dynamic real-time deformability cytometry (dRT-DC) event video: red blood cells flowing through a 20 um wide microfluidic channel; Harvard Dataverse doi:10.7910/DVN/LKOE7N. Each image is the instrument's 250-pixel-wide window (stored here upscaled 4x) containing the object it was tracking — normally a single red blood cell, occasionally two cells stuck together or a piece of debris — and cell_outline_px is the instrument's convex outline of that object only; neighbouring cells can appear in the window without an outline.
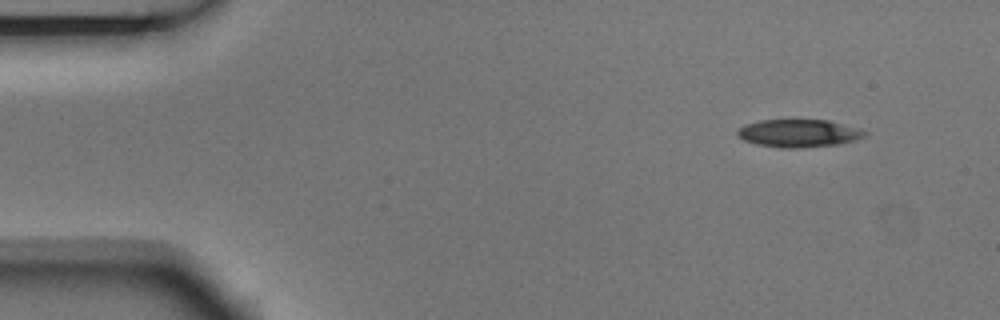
{"species": "Egyptian fruit bat (a non-hibernating species)", "species_latin": "Rousettus aegyptiacus", "temperature_condition": "room temperature", "stored_images_in_passage": 5, "camera_frame_rate_fps": 3000, "um_per_image_px": 0.085, "animal": {"sex": "male"}, "frame": {"image": 1, "passage_image": 1, "time_ms": 0.0, "image_size_px": [1000, 320], "cell_outline_px": [[868, 132], [864, 136], [856, 140], [840, 144], [796, 148], [780, 148], [756, 144], [744, 140], [736, 136], [736, 132], [744, 124], [760, 120], [828, 120], [860, 128]], "centroid_in_image_um": [67.89, 11.33], "position_along_channel_um": 17.1, "area_um2": 20.75}}
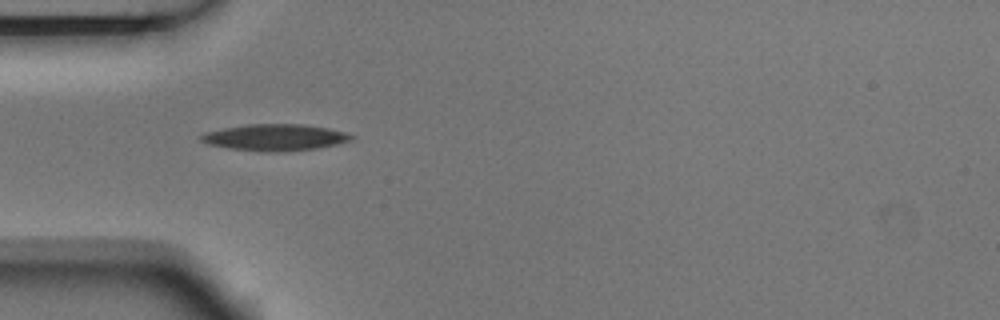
{"frame": {"image": 2, "passage_image": 4, "time_ms": 1.0, "image_size_px": [1000, 320], "cell_outline_px": [[356, 136], [352, 140], [336, 144], [316, 148], [284, 152], [260, 152], [228, 148], [208, 144], [200, 140], [200, 136], [204, 132], [224, 128], [248, 124], [304, 124], [328, 128], [344, 132]], "centroid_in_image_um": [23.37, 11.68], "position_along_channel_um": 61.6, "area_um2": 23.35}}
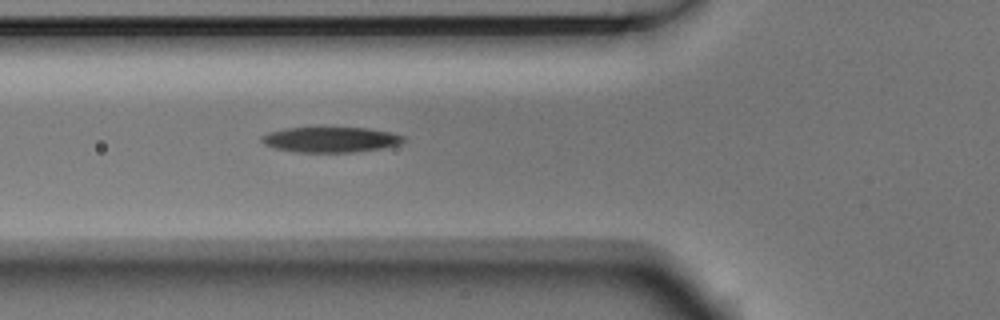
{"frame": {"image": 3, "passage_image": 5, "time_ms": 1.333, "image_size_px": [1000, 320], "cell_outline_px": [[408, 140], [400, 144], [384, 148], [352, 152], [296, 152], [276, 148], [264, 144], [260, 140], [260, 136], [268, 132], [288, 128], [368, 128], [392, 132], [408, 136]], "centroid_in_image_um": [28.18, 11.86], "position_along_channel_um": 97.6, "area_um2": 21.15}}